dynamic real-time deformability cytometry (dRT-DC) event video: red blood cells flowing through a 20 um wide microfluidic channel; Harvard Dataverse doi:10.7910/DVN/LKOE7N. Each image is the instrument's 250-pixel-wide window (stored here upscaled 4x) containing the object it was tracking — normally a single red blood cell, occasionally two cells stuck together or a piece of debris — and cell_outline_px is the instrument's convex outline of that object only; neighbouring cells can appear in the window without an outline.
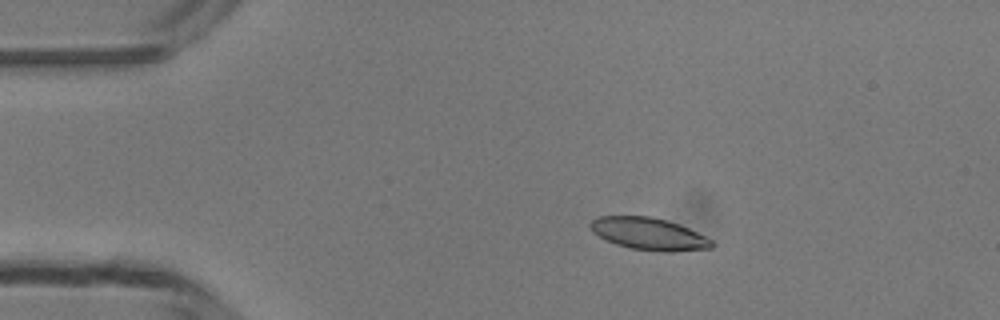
{"species": "common noctule bat (a hibernating species)", "species_latin": "Nyctalus noctula", "temperature_condition": "room temperature", "stored_images_in_passage": 3, "camera_frame_rate_fps": 3000, "um_per_image_px": 0.085, "animal": {"sex": "male", "body_mass_g": 13.3}, "frame": {"image": 1, "passage_image": 1, "time_ms": 0.0, "image_size_px": [1000, 320], "cell_outline_px": [[716, 244], [712, 248], [672, 252], [660, 252], [632, 248], [616, 244], [592, 232], [588, 224], [592, 220], [600, 216], [652, 216], [688, 228], [712, 240]], "centroid_in_image_um": [55.16, 19.88], "position_along_channel_um": 29.8, "area_um2": 22.6}}
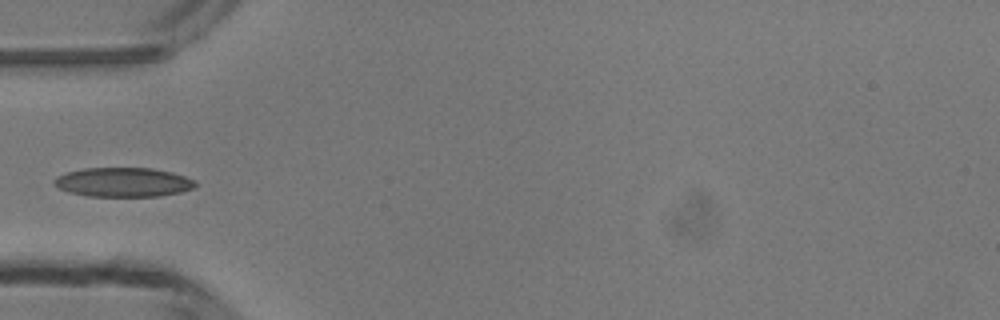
{"frame": {"image": 2, "passage_image": 3, "time_ms": 2.333, "image_size_px": [1000, 320], "cell_outline_px": [[196, 188], [180, 192], [160, 196], [88, 196], [68, 192], [52, 184], [52, 180], [56, 176], [68, 172], [84, 168], [152, 168], [172, 172], [196, 180]], "centroid_in_image_um": [10.48, 15.49], "position_along_channel_um": 74.5, "area_um2": 24.22}}